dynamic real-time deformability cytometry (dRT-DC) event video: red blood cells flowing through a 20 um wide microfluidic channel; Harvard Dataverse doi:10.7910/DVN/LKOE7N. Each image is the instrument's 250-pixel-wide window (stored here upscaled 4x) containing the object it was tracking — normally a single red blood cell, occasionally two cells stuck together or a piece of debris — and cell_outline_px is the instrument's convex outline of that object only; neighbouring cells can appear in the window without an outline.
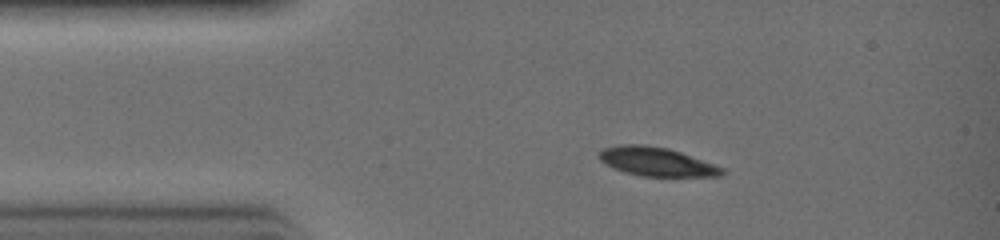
{"species": "common noctule bat (a hibernating species)", "species_latin": "Nyctalus noctula", "temperature_condition": "warm", "stored_images_in_passage": 26, "camera_frame_rate_fps": 3000, "um_per_image_px": 0.085, "animal": {"sex": "female", "body_mass_g": 19.0, "forearm_length_mm": 51.5}, "frame": {"image": 1, "passage_image": 5, "time_ms": 1.333, "image_size_px": [1000, 240], "cell_outline_px": [[728, 172], [724, 176], [640, 176], [624, 172], [600, 160], [596, 156], [604, 148], [620, 144], [644, 144], [668, 148], [680, 152], [724, 168]], "centroid_in_image_um": [55.83, 13.74], "position_along_channel_um": 29.2, "area_um2": 20.58}}
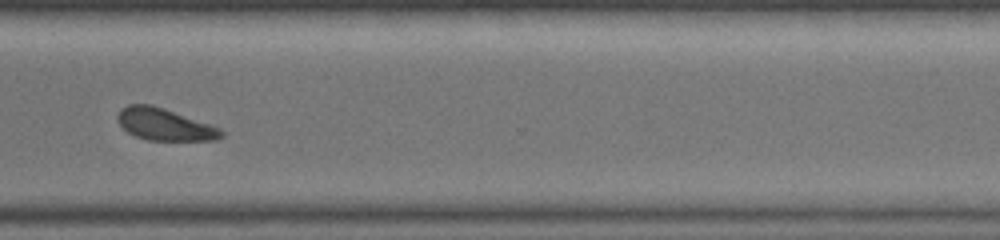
{"frame": {"image": 2, "passage_image": 23, "time_ms": 7.333, "image_size_px": [1000, 240], "cell_outline_px": [[224, 136], [212, 140], [148, 140], [136, 136], [128, 132], [120, 124], [116, 116], [120, 108], [128, 104], [152, 104], [164, 108], [220, 128], [224, 132]], "centroid_in_image_um": [13.96, 10.56], "position_along_channel_um": 356.6, "area_um2": 19.19}}
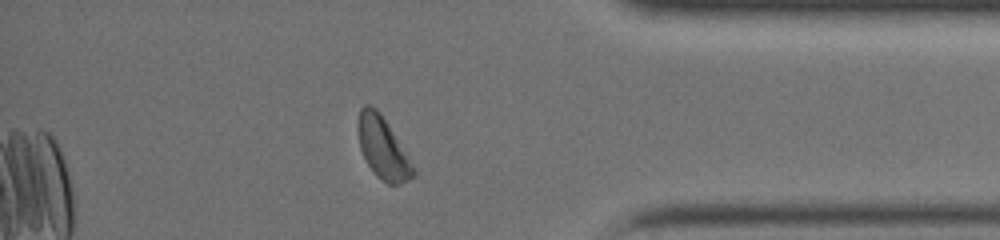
{"frame": {"image": 3, "passage_image": 26, "time_ms": 8.333, "image_size_px": [1000, 240], "cell_outline_px": [[416, 176], [400, 184], [388, 184], [380, 180], [376, 176], [368, 164], [360, 148], [356, 132], [356, 124], [360, 108], [364, 104], [372, 104], [380, 112], [416, 168]], "centroid_in_image_um": [32.52, 12.56], "position_along_channel_um": 402.7, "area_um2": 20.23}}